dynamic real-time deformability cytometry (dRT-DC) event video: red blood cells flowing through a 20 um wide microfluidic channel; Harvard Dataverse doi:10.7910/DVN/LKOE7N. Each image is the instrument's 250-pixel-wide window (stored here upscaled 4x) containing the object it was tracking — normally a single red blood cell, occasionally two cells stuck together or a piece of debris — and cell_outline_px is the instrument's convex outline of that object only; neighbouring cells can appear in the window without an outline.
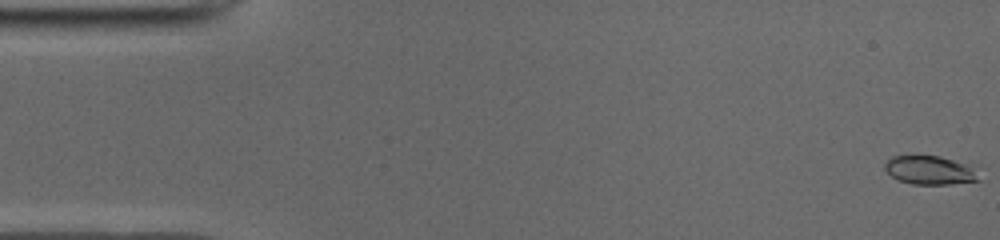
{"species": "common noctule bat (a hibernating species)", "species_latin": "Nyctalus noctula", "temperature_condition": "cold", "stored_images_in_passage": 51, "camera_frame_rate_fps": 3000, "um_per_image_px": 0.085, "animal": {"sex": "male", "body_mass_g": 19.0, "forearm_length_mm": 50.8}, "frame": {"image": 1, "passage_image": 1, "time_ms": 0.0, "image_size_px": [1000, 240], "cell_outline_px": [[980, 180], [948, 184], [912, 184], [900, 180], [892, 176], [884, 168], [884, 164], [892, 156], [940, 156], [964, 164], [972, 168]], "centroid_in_image_um": [78.98, 14.47], "position_along_channel_um": 6.0, "area_um2": 15.2}}
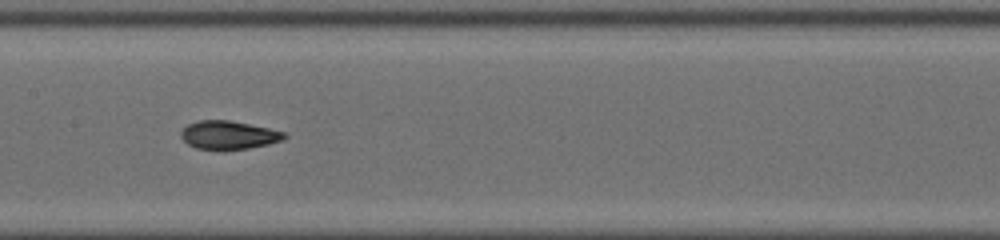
{"frame": {"image": 2, "passage_image": 25, "time_ms": 8.0, "image_size_px": [1000, 240], "cell_outline_px": [[288, 136], [280, 140], [268, 144], [248, 148], [224, 152], [196, 148], [188, 144], [180, 136], [180, 132], [188, 124], [200, 120], [228, 120], [268, 128], [284, 132]], "centroid_in_image_um": [19.39, 11.51], "position_along_channel_um": 188.0, "area_um2": 17.28}}
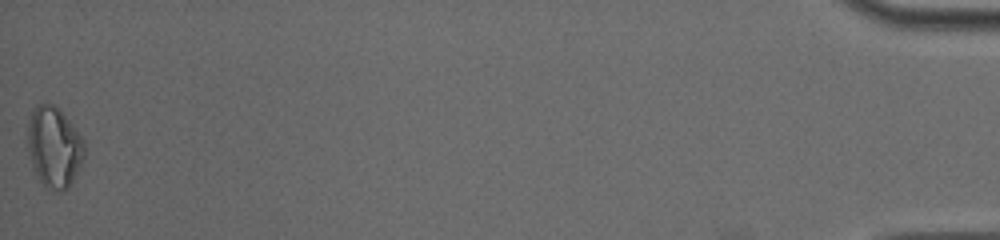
{"frame": {"image": 3, "passage_image": 51, "time_ms": 16.667, "image_size_px": [1000, 240], "cell_outline_px": [[84, 156], [68, 188], [60, 192], [56, 192], [48, 188], [40, 180], [32, 164], [28, 148], [28, 120], [36, 104], [52, 104], [72, 124], [84, 140]], "centroid_in_image_um": [4.59, 12.5], "position_along_channel_um": 430.6, "area_um2": 26.07}, "authors_computed_cell_mechanics": {"area_um2": 17.1088, "velocity_mm_per_s": 3.9622, "shape_relaxation_time_tau1_ms": 3.7897, "shape_relaxation_time_tau2_ms": 2.1466, "deformation_change_tau1": 0.1554, "deformation_change_tau2": 0.0804}}